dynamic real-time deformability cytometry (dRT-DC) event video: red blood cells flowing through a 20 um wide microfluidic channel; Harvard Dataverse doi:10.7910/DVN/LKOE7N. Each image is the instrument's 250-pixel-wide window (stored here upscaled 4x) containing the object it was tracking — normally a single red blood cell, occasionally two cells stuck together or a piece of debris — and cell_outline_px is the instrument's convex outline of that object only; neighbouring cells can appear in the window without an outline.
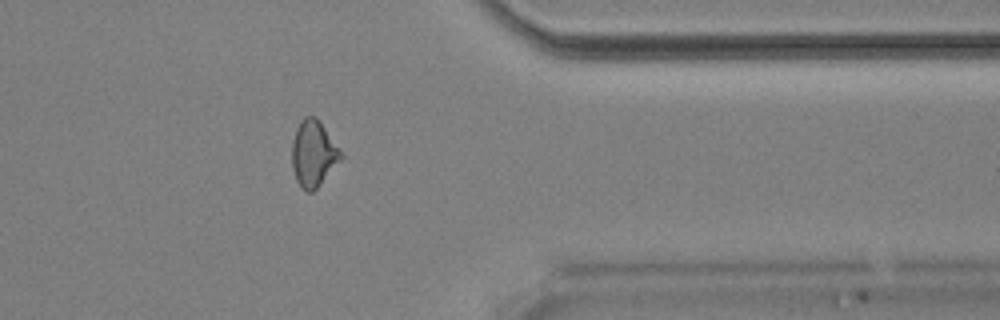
{"species": "Egyptian fruit bat (a non-hibernating species)", "species_latin": "Rousettus aegyptiacus", "temperature_condition": "room temperature", "stored_images_in_passage": 36, "camera_frame_rate_fps": 3000, "um_per_image_px": 0.085, "animal": {"sex": "male"}, "frame": {"image": 1, "passage_image": 26, "time_ms": 8.333, "image_size_px": [1000, 320], "cell_outline_px": [[344, 156], [316, 188], [312, 192], [308, 192], [300, 188], [296, 180], [292, 168], [292, 140], [296, 128], [300, 120], [304, 116], [316, 116], [320, 120]], "centroid_in_image_um": [26.62, 13.03], "position_along_channel_um": 384.8, "area_um2": 18.9}, "authors_computed_cell_mechanics": {"area_um2": 18.5827, "velocity_mm_per_s": 3.9102, "shape_relaxation_time_tau1_ms": 7.7023, "shape_relaxation_time_tau2_ms": 2.129, "deformation_change_tau1": 0.1372, "deformation_change_tau2": 0.0758}}